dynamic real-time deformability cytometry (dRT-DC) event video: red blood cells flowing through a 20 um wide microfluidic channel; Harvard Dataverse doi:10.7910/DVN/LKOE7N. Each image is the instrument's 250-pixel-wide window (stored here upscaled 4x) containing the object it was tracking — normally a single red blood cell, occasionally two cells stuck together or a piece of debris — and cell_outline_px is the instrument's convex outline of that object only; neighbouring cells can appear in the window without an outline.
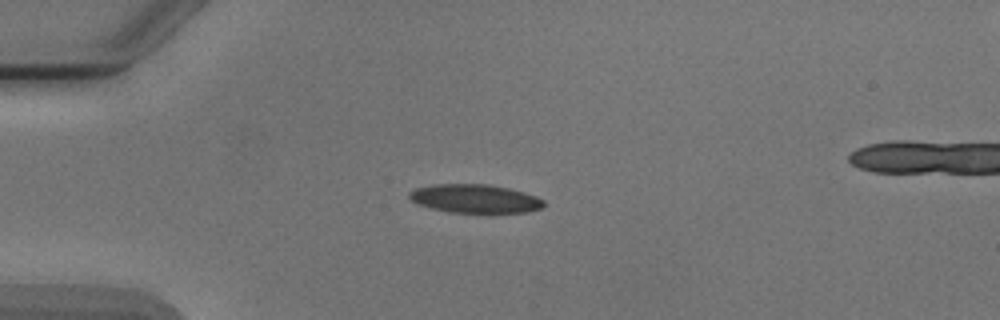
{"species": "Egyptian fruit bat (a non-hibernating species)", "species_latin": "Rousettus aegyptiacus", "temperature_condition": "cold", "stored_images_in_passage": 4, "camera_frame_rate_fps": 3000, "um_per_image_px": 0.085, "animal": {"sex": "male"}, "frame": {"image": 1, "passage_image": 3, "time_ms": 2.333, "image_size_px": [1000, 320], "cell_outline_px": [[544, 208], [528, 212], [492, 216], [448, 212], [432, 208], [420, 204], [412, 200], [408, 196], [408, 192], [416, 188], [432, 184], [488, 184], [508, 188], [524, 192], [536, 196], [544, 200]], "centroid_in_image_um": [40.45, 16.94], "position_along_channel_um": 44.5, "area_um2": 23.47}}